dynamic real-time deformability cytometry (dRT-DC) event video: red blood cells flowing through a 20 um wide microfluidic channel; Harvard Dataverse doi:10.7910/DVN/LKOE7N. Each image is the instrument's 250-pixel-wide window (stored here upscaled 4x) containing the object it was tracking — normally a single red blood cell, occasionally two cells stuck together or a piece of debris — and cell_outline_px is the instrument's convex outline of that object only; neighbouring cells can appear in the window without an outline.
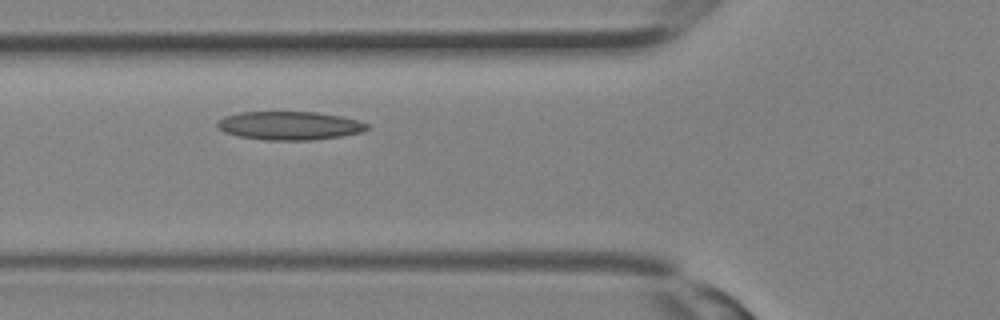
{"species": "Egyptian fruit bat (a non-hibernating species)", "species_latin": "Rousettus aegyptiacus", "temperature_condition": "room temperature", "stored_images_in_passage": 23, "camera_frame_rate_fps": 3000, "um_per_image_px": 0.085, "animal": {"sex": "female"}, "frame": {"image": 1, "passage_image": 5, "time_ms": 1.333, "image_size_px": [1000, 320], "cell_outline_px": [[372, 128], [364, 132], [340, 136], [312, 140], [268, 140], [236, 136], [224, 132], [216, 124], [216, 120], [224, 116], [240, 112], [316, 112], [340, 116], [360, 120], [368, 124]], "centroid_in_image_um": [24.63, 10.68], "position_along_channel_um": 101.2, "area_um2": 25.09}}
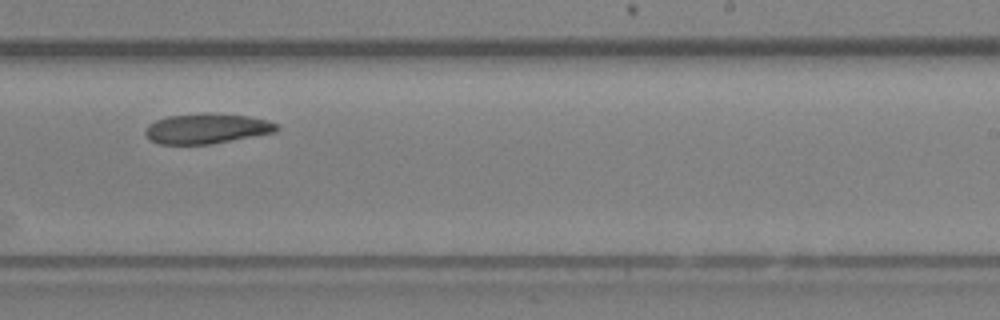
{"frame": {"image": 2, "passage_image": 13, "time_ms": 4.0, "image_size_px": [1000, 320], "cell_outline_px": [[280, 128], [276, 132], [212, 144], [160, 144], [152, 140], [144, 132], [148, 124], [156, 120], [168, 116], [208, 112], [212, 112], [248, 116], [268, 120], [276, 124]], "centroid_in_image_um": [17.6, 10.92], "position_along_channel_um": 271.4, "area_um2": 23.18}}
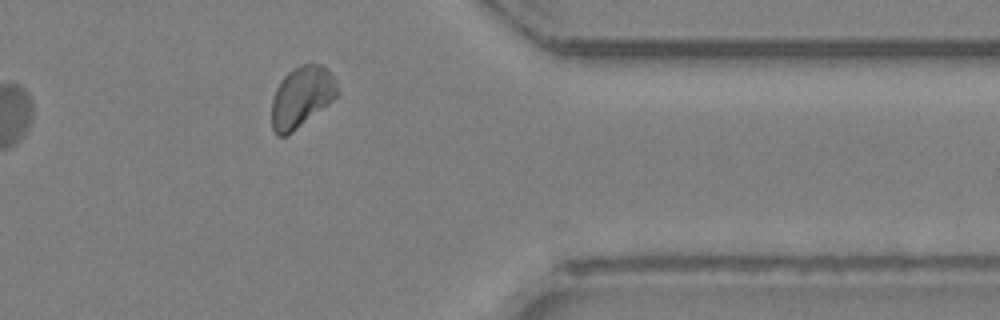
{"frame": {"image": 3, "passage_image": 19, "time_ms": 6.0, "image_size_px": [1000, 320], "cell_outline_px": [[340, 92], [328, 104], [292, 132], [284, 136], [276, 136], [272, 128], [272, 100], [276, 88], [280, 80], [292, 68], [300, 64], [320, 64], [328, 68], [336, 80]], "centroid_in_image_um": [25.64, 8.21], "position_along_channel_um": 385.8, "area_um2": 23.41}}